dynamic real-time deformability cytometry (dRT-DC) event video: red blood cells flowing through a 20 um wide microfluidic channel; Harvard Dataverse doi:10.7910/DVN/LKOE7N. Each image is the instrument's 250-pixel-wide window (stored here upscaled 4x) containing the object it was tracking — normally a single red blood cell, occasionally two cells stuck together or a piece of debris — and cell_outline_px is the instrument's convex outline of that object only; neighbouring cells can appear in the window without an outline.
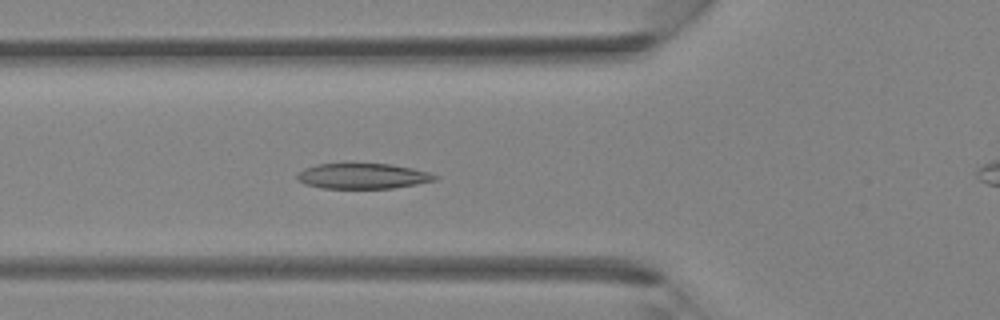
{"species": "Egyptian fruit bat (a non-hibernating species)", "species_latin": "Rousettus aegyptiacus", "temperature_condition": "room temperature", "stored_images_in_passage": 39, "camera_frame_rate_fps": 3000, "um_per_image_px": 0.085, "animal": {"sex": "female"}, "frame": {"image": 1, "passage_image": 13, "time_ms": 4.0, "image_size_px": [1000, 320], "cell_outline_px": [[440, 176], [436, 180], [416, 184], [392, 188], [324, 188], [304, 184], [296, 180], [296, 176], [304, 168], [316, 164], [392, 164], [412, 168], [428, 172]], "centroid_in_image_um": [30.83, 14.96], "position_along_channel_um": 95.0, "area_um2": 20.35}}
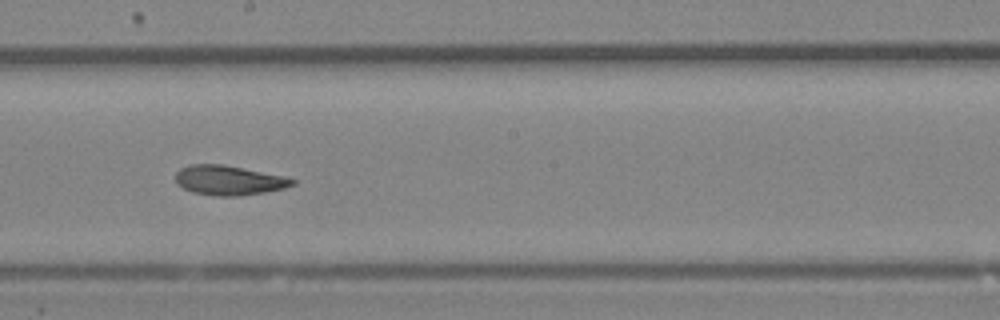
{"frame": {"image": 2, "passage_image": 21, "time_ms": 6.667, "image_size_px": [1000, 320], "cell_outline_px": [[296, 184], [284, 188], [264, 192], [240, 196], [216, 196], [192, 192], [176, 184], [176, 172], [180, 168], [188, 164], [224, 164], [280, 176], [296, 180]], "centroid_in_image_um": [19.4, 15.33], "position_along_channel_um": 228.8, "area_um2": 20.06}}
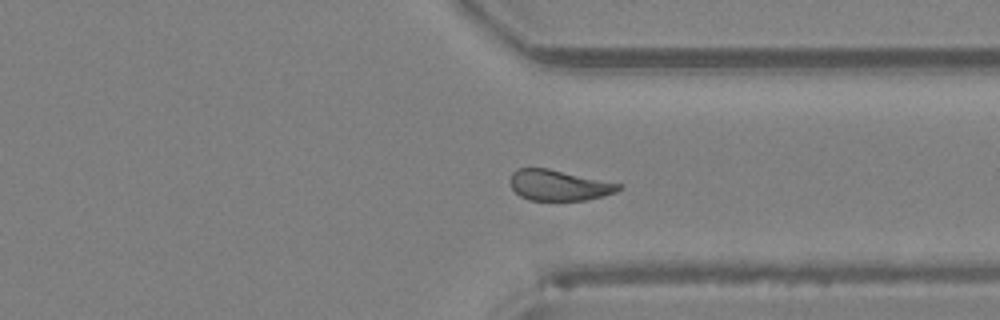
{"frame": {"image": 3, "passage_image": 29, "time_ms": 9.333, "image_size_px": [1000, 320], "cell_outline_px": [[624, 188], [616, 192], [604, 196], [584, 200], [528, 200], [520, 196], [512, 188], [508, 180], [512, 172], [516, 168], [548, 168], [624, 184]], "centroid_in_image_um": [47.52, 15.74], "position_along_channel_um": 363.9, "area_um2": 19.71}}